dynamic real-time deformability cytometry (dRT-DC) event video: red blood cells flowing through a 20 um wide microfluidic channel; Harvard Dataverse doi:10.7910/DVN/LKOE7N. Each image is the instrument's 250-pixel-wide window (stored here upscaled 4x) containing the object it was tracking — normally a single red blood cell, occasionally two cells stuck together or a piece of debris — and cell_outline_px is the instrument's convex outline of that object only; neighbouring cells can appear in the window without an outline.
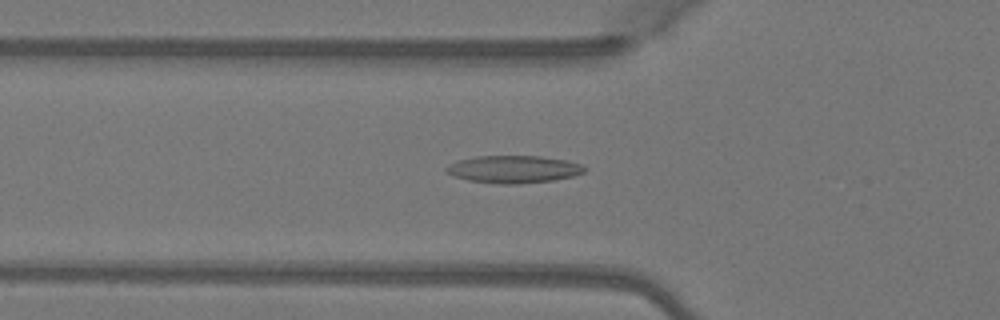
{"species": "Egyptian fruit bat (a non-hibernating species)", "species_latin": "Rousettus aegyptiacus", "temperature_condition": "warm", "stored_images_in_passage": 48, "camera_frame_rate_fps": 3000, "um_per_image_px": 0.085, "animal": {"sex": "female"}, "frame": {"image": 1, "passage_image": 16, "time_ms": 5.0, "image_size_px": [1000, 320], "cell_outline_px": [[584, 172], [572, 176], [552, 180], [516, 184], [500, 184], [468, 180], [452, 176], [444, 172], [444, 168], [448, 164], [456, 160], [476, 156], [540, 156], [564, 160], [584, 164]], "centroid_in_image_um": [43.57, 14.38], "position_along_channel_um": 82.2, "area_um2": 22.2}}
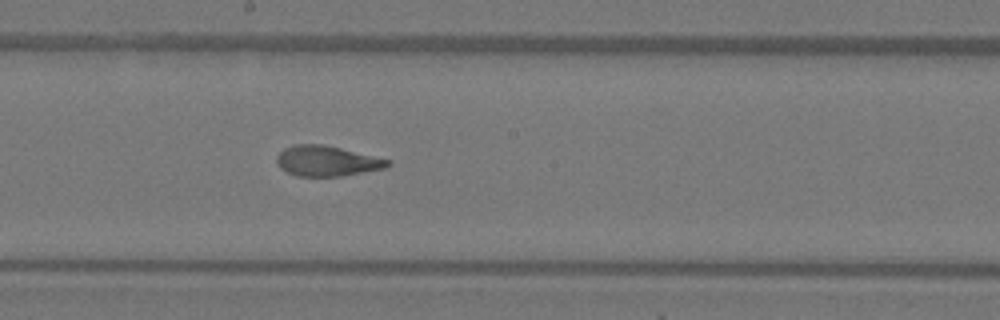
{"frame": {"image": 2, "passage_image": 26, "time_ms": 8.333, "image_size_px": [1000, 320], "cell_outline_px": [[392, 164], [384, 168], [340, 176], [296, 176], [280, 168], [276, 164], [276, 156], [284, 148], [296, 144], [324, 144], [392, 160]], "centroid_in_image_um": [27.77, 13.67], "position_along_channel_um": 220.4, "area_um2": 19.65}}
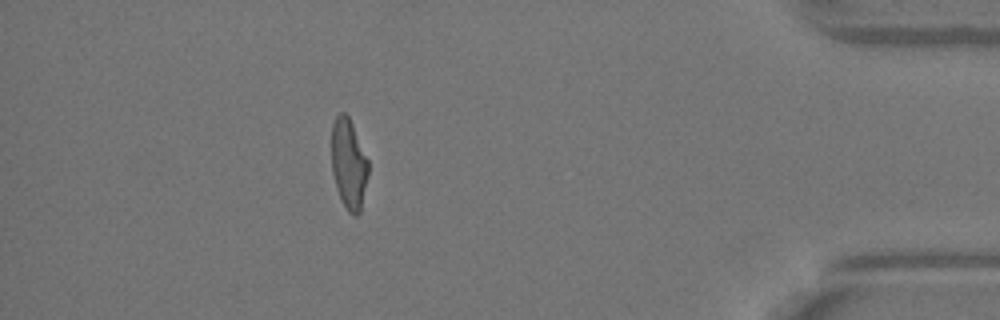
{"frame": {"image": 3, "passage_image": 43, "time_ms": 14.0, "image_size_px": [1000, 320], "cell_outline_px": [[368, 172], [360, 212], [356, 216], [352, 216], [348, 212], [340, 200], [336, 188], [332, 172], [332, 124], [336, 116], [340, 112], [344, 112], [348, 116], [352, 124], [368, 160]], "centroid_in_image_um": [29.62, 13.96], "position_along_channel_um": 405.6, "area_um2": 19.25}, "authors_computed_cell_mechanics": {"area_um2": 20.2011, "velocity_mm_per_s": 4.1068, "shape_relaxation_time_tau1_ms": 5.5252, "shape_relaxation_time_tau2_ms": 1.2241, "deformation_change_tau1": 0.2217, "deformation_change_tau2": 0.0844}}